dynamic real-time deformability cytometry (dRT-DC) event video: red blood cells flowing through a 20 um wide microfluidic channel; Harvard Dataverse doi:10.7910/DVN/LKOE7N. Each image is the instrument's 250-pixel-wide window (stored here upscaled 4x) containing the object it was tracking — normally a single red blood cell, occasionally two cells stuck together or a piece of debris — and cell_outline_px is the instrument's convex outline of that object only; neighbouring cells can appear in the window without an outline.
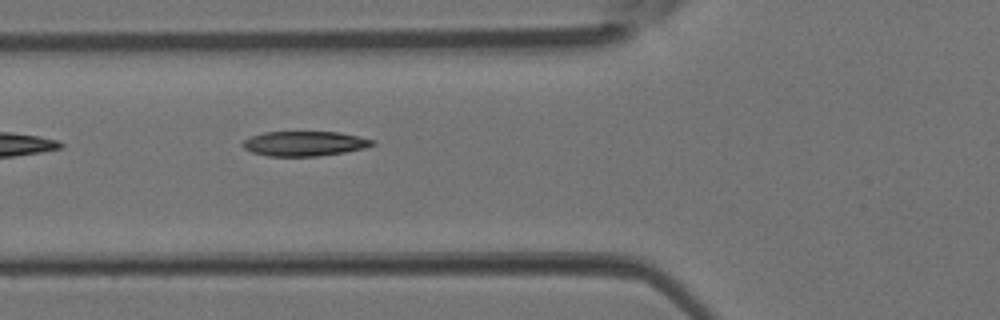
{"species": "Egyptian fruit bat (a non-hibernating species)", "species_latin": "Rousettus aegyptiacus", "temperature_condition": "room temperature", "stored_images_in_passage": 5, "camera_frame_rate_fps": 3000, "um_per_image_px": 0.085, "animal": {"sex": "female"}, "frame": {"image": 1, "passage_image": 5, "time_ms": 1.333, "image_size_px": [1000, 320], "cell_outline_px": [[376, 144], [364, 148], [344, 152], [316, 156], [268, 156], [252, 152], [244, 148], [240, 144], [244, 140], [252, 136], [264, 132], [340, 132], [376, 140]], "centroid_in_image_um": [25.89, 12.2], "position_along_channel_um": 99.9, "area_um2": 18.73}}